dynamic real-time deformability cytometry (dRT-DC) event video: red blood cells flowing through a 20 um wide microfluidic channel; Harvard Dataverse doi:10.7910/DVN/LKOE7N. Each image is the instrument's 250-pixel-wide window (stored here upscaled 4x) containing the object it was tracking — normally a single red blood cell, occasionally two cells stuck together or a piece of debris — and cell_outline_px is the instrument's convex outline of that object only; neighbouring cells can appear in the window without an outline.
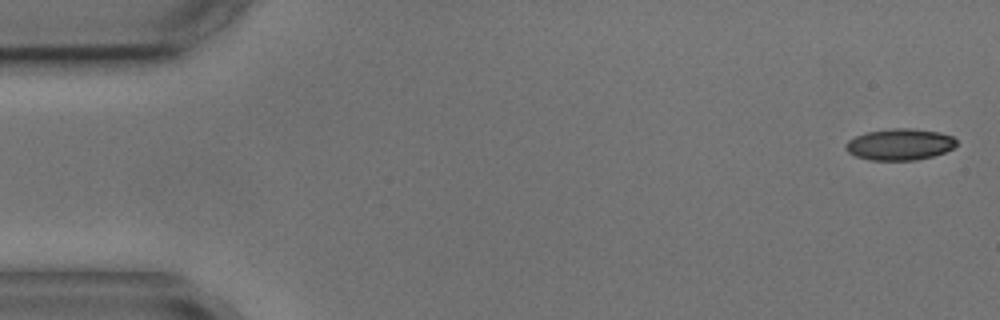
{"species": "common noctule bat (a hibernating species)", "species_latin": "Nyctalus noctula", "temperature_condition": "cold", "stored_images_in_passage": 4, "camera_frame_rate_fps": 3000, "um_per_image_px": 0.085, "animal": {"sex": "male", "body_mass_g": 17.9, "forearm_length_mm": 54.2}, "frame": {"image": 1, "passage_image": 1, "time_ms": 0.0, "image_size_px": [1000, 320], "cell_outline_px": [[956, 144], [952, 148], [944, 152], [932, 156], [916, 160], [868, 160], [856, 156], [848, 152], [844, 148], [844, 144], [848, 140], [856, 136], [868, 132], [892, 128], [912, 128], [940, 132], [952, 136], [956, 140]], "centroid_in_image_um": [76.45, 12.27], "position_along_channel_um": 8.5, "area_um2": 20.29}}
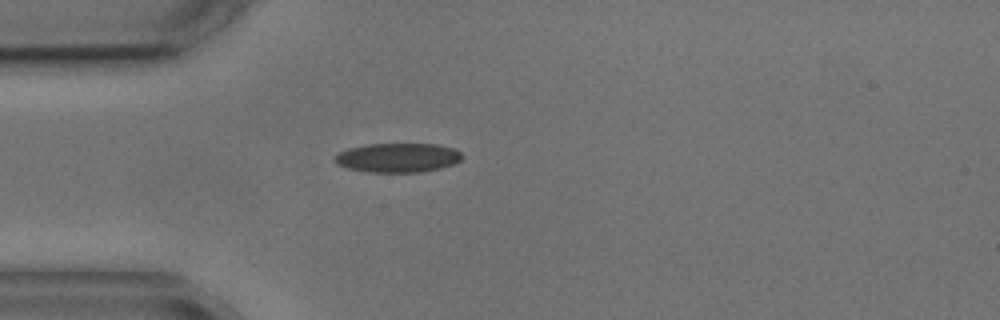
{"frame": {"image": 2, "passage_image": 4, "time_ms": 4.333, "image_size_px": [1000, 320], "cell_outline_px": [[460, 160], [452, 164], [440, 168], [420, 172], [368, 172], [348, 168], [336, 164], [332, 160], [340, 152], [348, 148], [368, 144], [436, 144], [452, 148], [460, 152]], "centroid_in_image_um": [33.76, 13.4], "position_along_channel_um": 51.2, "area_um2": 21.5}}